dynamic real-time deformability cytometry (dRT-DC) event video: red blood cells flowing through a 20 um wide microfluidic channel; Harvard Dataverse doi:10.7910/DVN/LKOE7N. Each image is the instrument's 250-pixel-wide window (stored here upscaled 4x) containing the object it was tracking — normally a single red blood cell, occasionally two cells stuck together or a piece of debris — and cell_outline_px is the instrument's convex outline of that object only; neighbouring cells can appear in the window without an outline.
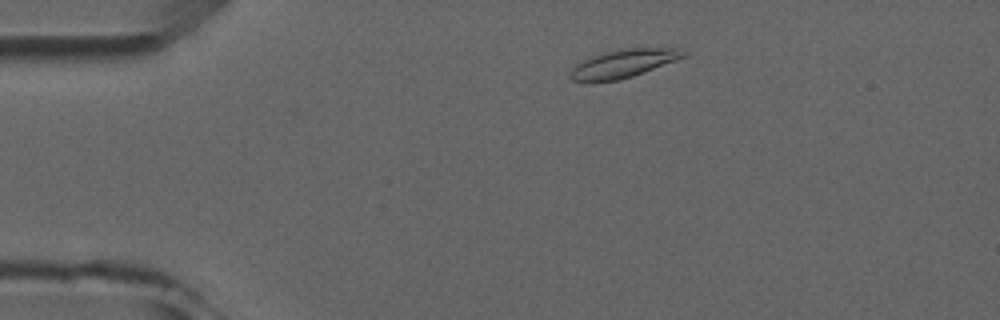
{"species": "common noctule bat (a hibernating species)", "species_latin": "Nyctalus noctula", "temperature_condition": "room temperature", "stored_images_in_passage": 6, "camera_frame_rate_fps": 3000, "um_per_image_px": 0.085, "animal": {"sex": "male", "forearm_length_mm": 52.5}, "frame": {"image": 1, "passage_image": 2, "time_ms": 1.0, "image_size_px": [1000, 320], "cell_outline_px": [[684, 56], [676, 60], [632, 76], [616, 80], [592, 84], [572, 80], [568, 76], [572, 68], [576, 64], [584, 60], [604, 52], [628, 48], [680, 48], [684, 52]], "centroid_in_image_um": [52.9, 5.43], "position_along_channel_um": 32.1, "area_um2": 18.5}}
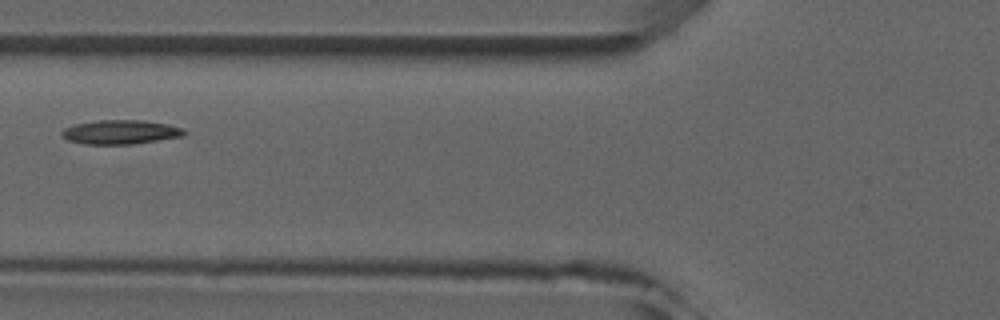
{"frame": {"image": 2, "passage_image": 5, "time_ms": 4.333, "image_size_px": [1000, 320], "cell_outline_px": [[188, 132], [184, 136], [132, 144], [84, 144], [68, 140], [60, 132], [64, 128], [76, 124], [100, 120], [144, 120], [168, 124], [184, 128]], "centroid_in_image_um": [10.3, 11.22], "position_along_channel_um": 115.5, "area_um2": 17.22}}
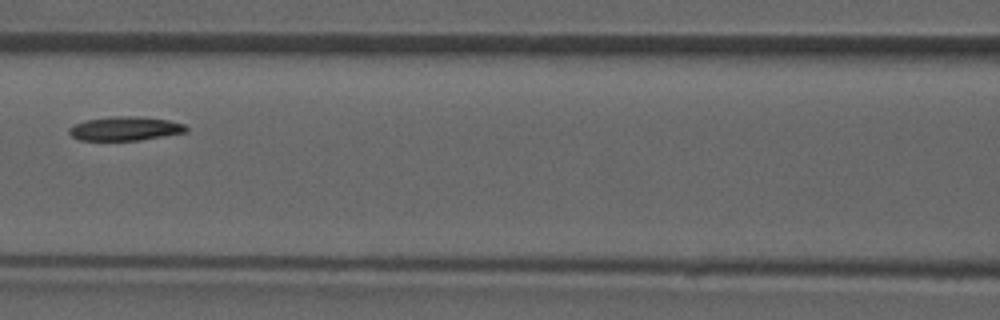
{"frame": {"image": 3, "passage_image": 6, "time_ms": 5.333, "image_size_px": [1000, 320], "cell_outline_px": [[188, 132], [140, 140], [80, 140], [72, 136], [68, 132], [68, 128], [72, 124], [84, 120], [112, 116], [136, 116], [168, 120], [184, 124], [188, 128]], "centroid_in_image_um": [10.61, 10.92], "position_along_channel_um": 156.0, "area_um2": 16.47}}